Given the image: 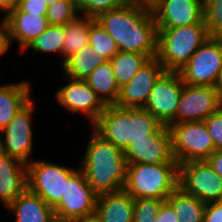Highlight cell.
Returning a JSON list of instances; mask_svg holds the SVG:
<instances>
[{
    "label": "cell",
    "mask_w": 222,
    "mask_h": 222,
    "mask_svg": "<svg viewBox=\"0 0 222 222\" xmlns=\"http://www.w3.org/2000/svg\"><path fill=\"white\" fill-rule=\"evenodd\" d=\"M30 86L31 84L24 80L0 86V131L32 99Z\"/></svg>",
    "instance_id": "7402d4cb"
},
{
    "label": "cell",
    "mask_w": 222,
    "mask_h": 222,
    "mask_svg": "<svg viewBox=\"0 0 222 222\" xmlns=\"http://www.w3.org/2000/svg\"><path fill=\"white\" fill-rule=\"evenodd\" d=\"M128 164L177 163L171 152V136L168 126L162 124L149 138L132 141L123 151Z\"/></svg>",
    "instance_id": "5bb4252c"
},
{
    "label": "cell",
    "mask_w": 222,
    "mask_h": 222,
    "mask_svg": "<svg viewBox=\"0 0 222 222\" xmlns=\"http://www.w3.org/2000/svg\"><path fill=\"white\" fill-rule=\"evenodd\" d=\"M95 20L115 41L119 51L157 56L158 28L149 5L129 2L99 14Z\"/></svg>",
    "instance_id": "6da1fadb"
},
{
    "label": "cell",
    "mask_w": 222,
    "mask_h": 222,
    "mask_svg": "<svg viewBox=\"0 0 222 222\" xmlns=\"http://www.w3.org/2000/svg\"><path fill=\"white\" fill-rule=\"evenodd\" d=\"M184 86L179 72L165 71L155 82L143 107L161 124L177 123V107Z\"/></svg>",
    "instance_id": "30bf717a"
},
{
    "label": "cell",
    "mask_w": 222,
    "mask_h": 222,
    "mask_svg": "<svg viewBox=\"0 0 222 222\" xmlns=\"http://www.w3.org/2000/svg\"><path fill=\"white\" fill-rule=\"evenodd\" d=\"M128 0H77L82 16L96 18L99 14L128 4Z\"/></svg>",
    "instance_id": "1f68e13d"
},
{
    "label": "cell",
    "mask_w": 222,
    "mask_h": 222,
    "mask_svg": "<svg viewBox=\"0 0 222 222\" xmlns=\"http://www.w3.org/2000/svg\"><path fill=\"white\" fill-rule=\"evenodd\" d=\"M94 20V18L79 16L77 19L64 26V61H62V65L73 54L89 45V27Z\"/></svg>",
    "instance_id": "484cf974"
},
{
    "label": "cell",
    "mask_w": 222,
    "mask_h": 222,
    "mask_svg": "<svg viewBox=\"0 0 222 222\" xmlns=\"http://www.w3.org/2000/svg\"><path fill=\"white\" fill-rule=\"evenodd\" d=\"M105 105H115L120 87L110 61L99 65L85 80Z\"/></svg>",
    "instance_id": "603a6c76"
},
{
    "label": "cell",
    "mask_w": 222,
    "mask_h": 222,
    "mask_svg": "<svg viewBox=\"0 0 222 222\" xmlns=\"http://www.w3.org/2000/svg\"><path fill=\"white\" fill-rule=\"evenodd\" d=\"M203 222H222V200L206 203Z\"/></svg>",
    "instance_id": "d590c367"
},
{
    "label": "cell",
    "mask_w": 222,
    "mask_h": 222,
    "mask_svg": "<svg viewBox=\"0 0 222 222\" xmlns=\"http://www.w3.org/2000/svg\"><path fill=\"white\" fill-rule=\"evenodd\" d=\"M160 199H134L133 222H154L161 204Z\"/></svg>",
    "instance_id": "d6a6232c"
},
{
    "label": "cell",
    "mask_w": 222,
    "mask_h": 222,
    "mask_svg": "<svg viewBox=\"0 0 222 222\" xmlns=\"http://www.w3.org/2000/svg\"><path fill=\"white\" fill-rule=\"evenodd\" d=\"M28 188L27 164L0 151V200L7 208Z\"/></svg>",
    "instance_id": "ac0fdd59"
},
{
    "label": "cell",
    "mask_w": 222,
    "mask_h": 222,
    "mask_svg": "<svg viewBox=\"0 0 222 222\" xmlns=\"http://www.w3.org/2000/svg\"><path fill=\"white\" fill-rule=\"evenodd\" d=\"M165 72L163 65L155 58L149 59L134 77L120 88L116 107L143 108L155 82Z\"/></svg>",
    "instance_id": "2e32d148"
},
{
    "label": "cell",
    "mask_w": 222,
    "mask_h": 222,
    "mask_svg": "<svg viewBox=\"0 0 222 222\" xmlns=\"http://www.w3.org/2000/svg\"><path fill=\"white\" fill-rule=\"evenodd\" d=\"M151 8L157 28L205 25L204 0H156Z\"/></svg>",
    "instance_id": "9a60e30c"
},
{
    "label": "cell",
    "mask_w": 222,
    "mask_h": 222,
    "mask_svg": "<svg viewBox=\"0 0 222 222\" xmlns=\"http://www.w3.org/2000/svg\"><path fill=\"white\" fill-rule=\"evenodd\" d=\"M222 68V38L209 37L179 71L184 84L214 86Z\"/></svg>",
    "instance_id": "9c48e42d"
},
{
    "label": "cell",
    "mask_w": 222,
    "mask_h": 222,
    "mask_svg": "<svg viewBox=\"0 0 222 222\" xmlns=\"http://www.w3.org/2000/svg\"><path fill=\"white\" fill-rule=\"evenodd\" d=\"M179 187L205 203L222 200V179L206 160L179 164Z\"/></svg>",
    "instance_id": "8fae6325"
},
{
    "label": "cell",
    "mask_w": 222,
    "mask_h": 222,
    "mask_svg": "<svg viewBox=\"0 0 222 222\" xmlns=\"http://www.w3.org/2000/svg\"><path fill=\"white\" fill-rule=\"evenodd\" d=\"M71 80L55 94L58 104L70 112H81L89 118L91 125L104 111L106 105L85 80Z\"/></svg>",
    "instance_id": "e0dca14e"
},
{
    "label": "cell",
    "mask_w": 222,
    "mask_h": 222,
    "mask_svg": "<svg viewBox=\"0 0 222 222\" xmlns=\"http://www.w3.org/2000/svg\"><path fill=\"white\" fill-rule=\"evenodd\" d=\"M222 107L214 86L184 84L177 107V123L204 121Z\"/></svg>",
    "instance_id": "4fadbf2b"
},
{
    "label": "cell",
    "mask_w": 222,
    "mask_h": 222,
    "mask_svg": "<svg viewBox=\"0 0 222 222\" xmlns=\"http://www.w3.org/2000/svg\"><path fill=\"white\" fill-rule=\"evenodd\" d=\"M0 56L5 53L10 47L8 29L5 18H3L2 23H0Z\"/></svg>",
    "instance_id": "f35d334b"
},
{
    "label": "cell",
    "mask_w": 222,
    "mask_h": 222,
    "mask_svg": "<svg viewBox=\"0 0 222 222\" xmlns=\"http://www.w3.org/2000/svg\"><path fill=\"white\" fill-rule=\"evenodd\" d=\"M77 170L66 166L31 160L27 164L28 189L40 196L51 208H55L64 195L65 181Z\"/></svg>",
    "instance_id": "52a82bcc"
},
{
    "label": "cell",
    "mask_w": 222,
    "mask_h": 222,
    "mask_svg": "<svg viewBox=\"0 0 222 222\" xmlns=\"http://www.w3.org/2000/svg\"><path fill=\"white\" fill-rule=\"evenodd\" d=\"M206 161L222 179V150H215Z\"/></svg>",
    "instance_id": "74e56055"
},
{
    "label": "cell",
    "mask_w": 222,
    "mask_h": 222,
    "mask_svg": "<svg viewBox=\"0 0 222 222\" xmlns=\"http://www.w3.org/2000/svg\"><path fill=\"white\" fill-rule=\"evenodd\" d=\"M134 198L124 189L98 195L96 215L101 222H133Z\"/></svg>",
    "instance_id": "ffe728a7"
},
{
    "label": "cell",
    "mask_w": 222,
    "mask_h": 222,
    "mask_svg": "<svg viewBox=\"0 0 222 222\" xmlns=\"http://www.w3.org/2000/svg\"><path fill=\"white\" fill-rule=\"evenodd\" d=\"M128 1L132 3H140L151 6L156 0H128Z\"/></svg>",
    "instance_id": "7bdbcfd3"
},
{
    "label": "cell",
    "mask_w": 222,
    "mask_h": 222,
    "mask_svg": "<svg viewBox=\"0 0 222 222\" xmlns=\"http://www.w3.org/2000/svg\"><path fill=\"white\" fill-rule=\"evenodd\" d=\"M162 124L144 108H121L106 105L91 125L104 139L123 151L134 140L149 138Z\"/></svg>",
    "instance_id": "3957f363"
},
{
    "label": "cell",
    "mask_w": 222,
    "mask_h": 222,
    "mask_svg": "<svg viewBox=\"0 0 222 222\" xmlns=\"http://www.w3.org/2000/svg\"><path fill=\"white\" fill-rule=\"evenodd\" d=\"M6 209L15 215V222H57L54 209L28 188Z\"/></svg>",
    "instance_id": "44dd1931"
},
{
    "label": "cell",
    "mask_w": 222,
    "mask_h": 222,
    "mask_svg": "<svg viewBox=\"0 0 222 222\" xmlns=\"http://www.w3.org/2000/svg\"><path fill=\"white\" fill-rule=\"evenodd\" d=\"M179 187V164H129L124 190L134 199L167 198Z\"/></svg>",
    "instance_id": "277c9868"
},
{
    "label": "cell",
    "mask_w": 222,
    "mask_h": 222,
    "mask_svg": "<svg viewBox=\"0 0 222 222\" xmlns=\"http://www.w3.org/2000/svg\"><path fill=\"white\" fill-rule=\"evenodd\" d=\"M167 201L174 208L178 222H203L206 203L186 194L180 187L167 198Z\"/></svg>",
    "instance_id": "d4e9b609"
},
{
    "label": "cell",
    "mask_w": 222,
    "mask_h": 222,
    "mask_svg": "<svg viewBox=\"0 0 222 222\" xmlns=\"http://www.w3.org/2000/svg\"><path fill=\"white\" fill-rule=\"evenodd\" d=\"M88 39L92 51L104 56L108 61L119 52L115 41L96 20L90 24Z\"/></svg>",
    "instance_id": "f1b7e54d"
},
{
    "label": "cell",
    "mask_w": 222,
    "mask_h": 222,
    "mask_svg": "<svg viewBox=\"0 0 222 222\" xmlns=\"http://www.w3.org/2000/svg\"><path fill=\"white\" fill-rule=\"evenodd\" d=\"M19 5V0H0V10L7 15L10 11L15 10Z\"/></svg>",
    "instance_id": "ab89813d"
},
{
    "label": "cell",
    "mask_w": 222,
    "mask_h": 222,
    "mask_svg": "<svg viewBox=\"0 0 222 222\" xmlns=\"http://www.w3.org/2000/svg\"><path fill=\"white\" fill-rule=\"evenodd\" d=\"M77 0H58L48 6L46 17L50 25L65 26L78 18Z\"/></svg>",
    "instance_id": "f546056e"
},
{
    "label": "cell",
    "mask_w": 222,
    "mask_h": 222,
    "mask_svg": "<svg viewBox=\"0 0 222 222\" xmlns=\"http://www.w3.org/2000/svg\"><path fill=\"white\" fill-rule=\"evenodd\" d=\"M18 8L22 12L46 16L48 6L44 0H19Z\"/></svg>",
    "instance_id": "e575fe53"
},
{
    "label": "cell",
    "mask_w": 222,
    "mask_h": 222,
    "mask_svg": "<svg viewBox=\"0 0 222 222\" xmlns=\"http://www.w3.org/2000/svg\"><path fill=\"white\" fill-rule=\"evenodd\" d=\"M203 10L209 37L222 38V0H204Z\"/></svg>",
    "instance_id": "4dcf8cb0"
},
{
    "label": "cell",
    "mask_w": 222,
    "mask_h": 222,
    "mask_svg": "<svg viewBox=\"0 0 222 222\" xmlns=\"http://www.w3.org/2000/svg\"><path fill=\"white\" fill-rule=\"evenodd\" d=\"M71 222H101L100 218L96 215L84 216L82 218L75 219Z\"/></svg>",
    "instance_id": "60d3db41"
},
{
    "label": "cell",
    "mask_w": 222,
    "mask_h": 222,
    "mask_svg": "<svg viewBox=\"0 0 222 222\" xmlns=\"http://www.w3.org/2000/svg\"><path fill=\"white\" fill-rule=\"evenodd\" d=\"M34 101L31 99L10 123L0 131V151L28 164L33 149L32 113ZM4 133V137L2 136ZM4 140H3V139Z\"/></svg>",
    "instance_id": "7c38bea8"
},
{
    "label": "cell",
    "mask_w": 222,
    "mask_h": 222,
    "mask_svg": "<svg viewBox=\"0 0 222 222\" xmlns=\"http://www.w3.org/2000/svg\"><path fill=\"white\" fill-rule=\"evenodd\" d=\"M98 194L88 184L84 173L77 171L65 181L64 195L54 208L57 222H71L96 213Z\"/></svg>",
    "instance_id": "ba28073f"
},
{
    "label": "cell",
    "mask_w": 222,
    "mask_h": 222,
    "mask_svg": "<svg viewBox=\"0 0 222 222\" xmlns=\"http://www.w3.org/2000/svg\"><path fill=\"white\" fill-rule=\"evenodd\" d=\"M171 152L178 164L206 160L215 145L204 121H191L168 126Z\"/></svg>",
    "instance_id": "8992f818"
},
{
    "label": "cell",
    "mask_w": 222,
    "mask_h": 222,
    "mask_svg": "<svg viewBox=\"0 0 222 222\" xmlns=\"http://www.w3.org/2000/svg\"><path fill=\"white\" fill-rule=\"evenodd\" d=\"M149 59L141 53L119 51L110 60L118 86L127 84Z\"/></svg>",
    "instance_id": "4316f807"
},
{
    "label": "cell",
    "mask_w": 222,
    "mask_h": 222,
    "mask_svg": "<svg viewBox=\"0 0 222 222\" xmlns=\"http://www.w3.org/2000/svg\"><path fill=\"white\" fill-rule=\"evenodd\" d=\"M107 61L104 56L93 52L92 47L87 45L69 57L61 68L70 79L86 80L91 72Z\"/></svg>",
    "instance_id": "cb8c5ba5"
},
{
    "label": "cell",
    "mask_w": 222,
    "mask_h": 222,
    "mask_svg": "<svg viewBox=\"0 0 222 222\" xmlns=\"http://www.w3.org/2000/svg\"><path fill=\"white\" fill-rule=\"evenodd\" d=\"M4 18L7 23L9 43L17 41L22 51L50 26L46 16L22 12L18 7Z\"/></svg>",
    "instance_id": "d6986e66"
},
{
    "label": "cell",
    "mask_w": 222,
    "mask_h": 222,
    "mask_svg": "<svg viewBox=\"0 0 222 222\" xmlns=\"http://www.w3.org/2000/svg\"><path fill=\"white\" fill-rule=\"evenodd\" d=\"M214 87L218 91V93L222 99V68H221L220 72L218 73Z\"/></svg>",
    "instance_id": "b9f144b4"
},
{
    "label": "cell",
    "mask_w": 222,
    "mask_h": 222,
    "mask_svg": "<svg viewBox=\"0 0 222 222\" xmlns=\"http://www.w3.org/2000/svg\"><path fill=\"white\" fill-rule=\"evenodd\" d=\"M208 38L206 25L158 28L156 58L165 71L179 72Z\"/></svg>",
    "instance_id": "5b68a950"
},
{
    "label": "cell",
    "mask_w": 222,
    "mask_h": 222,
    "mask_svg": "<svg viewBox=\"0 0 222 222\" xmlns=\"http://www.w3.org/2000/svg\"><path fill=\"white\" fill-rule=\"evenodd\" d=\"M215 150H222V107L204 120Z\"/></svg>",
    "instance_id": "836d02e7"
},
{
    "label": "cell",
    "mask_w": 222,
    "mask_h": 222,
    "mask_svg": "<svg viewBox=\"0 0 222 222\" xmlns=\"http://www.w3.org/2000/svg\"><path fill=\"white\" fill-rule=\"evenodd\" d=\"M56 1H58V0H44V2L47 4V6H50L51 4H53Z\"/></svg>",
    "instance_id": "ee69618b"
},
{
    "label": "cell",
    "mask_w": 222,
    "mask_h": 222,
    "mask_svg": "<svg viewBox=\"0 0 222 222\" xmlns=\"http://www.w3.org/2000/svg\"><path fill=\"white\" fill-rule=\"evenodd\" d=\"M91 134L79 169L98 195L123 190L129 165L123 150L94 129Z\"/></svg>",
    "instance_id": "7a4b0ae2"
},
{
    "label": "cell",
    "mask_w": 222,
    "mask_h": 222,
    "mask_svg": "<svg viewBox=\"0 0 222 222\" xmlns=\"http://www.w3.org/2000/svg\"><path fill=\"white\" fill-rule=\"evenodd\" d=\"M177 214L172 205L166 200L164 201L159 209L154 222H178Z\"/></svg>",
    "instance_id": "8d00e7d4"
},
{
    "label": "cell",
    "mask_w": 222,
    "mask_h": 222,
    "mask_svg": "<svg viewBox=\"0 0 222 222\" xmlns=\"http://www.w3.org/2000/svg\"><path fill=\"white\" fill-rule=\"evenodd\" d=\"M64 26L50 25L37 36L23 51L28 48L40 52L59 53L63 57Z\"/></svg>",
    "instance_id": "83f0119b"
}]
</instances>
